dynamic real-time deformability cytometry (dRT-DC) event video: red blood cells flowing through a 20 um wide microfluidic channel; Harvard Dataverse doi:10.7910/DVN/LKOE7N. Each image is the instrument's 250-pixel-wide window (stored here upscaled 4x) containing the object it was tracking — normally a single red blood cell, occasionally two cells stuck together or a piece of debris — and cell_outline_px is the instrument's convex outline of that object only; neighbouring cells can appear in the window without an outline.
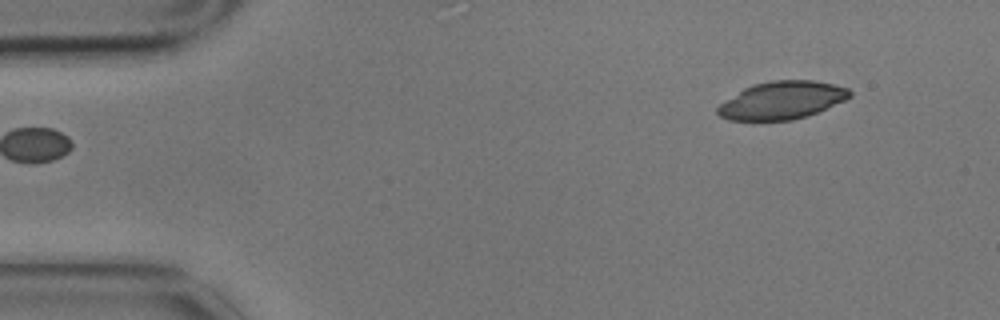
{"species": "common noctule bat (a hibernating species)", "species_latin": "Nyctalus noctula", "temperature_condition": "cold", "stored_images_in_passage": 5, "camera_frame_rate_fps": 3000, "um_per_image_px": 0.085, "animal": {"sex": "male", "body_mass_g": 17.9}, "frame": {"image": 1, "passage_image": 5, "time_ms": 1.333, "image_size_px": [1000, 320], "cell_outline_px": [[852, 96], [844, 100], [808, 116], [792, 120], [728, 120], [720, 116], [716, 112], [716, 108], [720, 104], [744, 88], [752, 84], [772, 80], [812, 80], [832, 84], [848, 88], [852, 92]], "centroid_in_image_um": [66.46, 8.52], "position_along_channel_um": 18.5, "area_um2": 28.96}}